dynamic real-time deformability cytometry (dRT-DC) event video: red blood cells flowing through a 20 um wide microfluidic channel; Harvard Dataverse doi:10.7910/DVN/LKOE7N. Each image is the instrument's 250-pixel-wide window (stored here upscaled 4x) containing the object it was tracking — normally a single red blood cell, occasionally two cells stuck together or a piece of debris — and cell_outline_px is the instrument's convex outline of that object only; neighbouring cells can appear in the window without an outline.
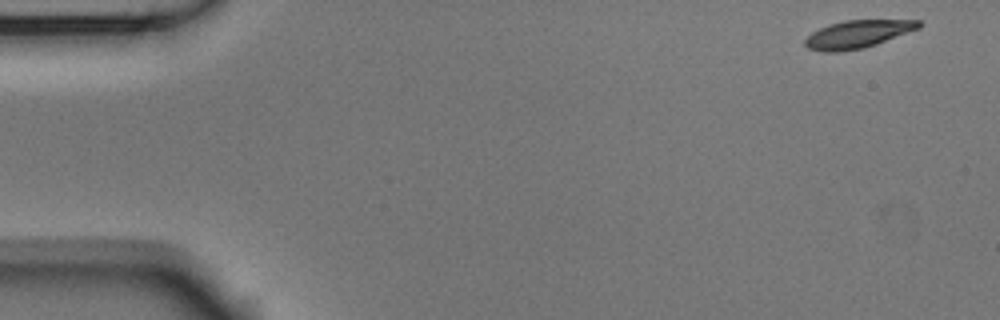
{"species": "Egyptian fruit bat (a non-hibernating species)", "species_latin": "Rousettus aegyptiacus", "temperature_condition": "room temperature", "stored_images_in_passage": 8, "camera_frame_rate_fps": 3000, "um_per_image_px": 0.085, "animal": {"sex": "male"}, "frame": {"image": 1, "passage_image": 1, "time_ms": 0.0, "image_size_px": [1000, 320], "cell_outline_px": [[924, 24], [920, 28], [876, 44], [864, 48], [836, 52], [824, 52], [808, 48], [804, 44], [804, 40], [812, 32], [820, 28], [844, 20], [920, 20]], "centroid_in_image_um": [72.92, 2.9], "position_along_channel_um": 12.1, "area_um2": 18.32}}
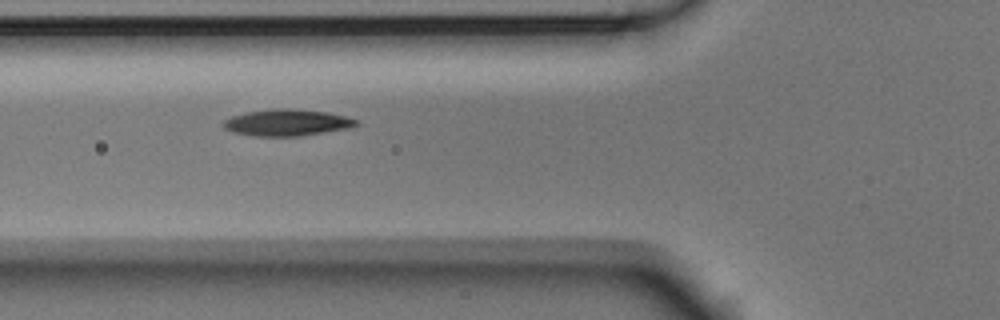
{"frame": {"image": 2, "passage_image": 6, "time_ms": 1.667, "image_size_px": [1000, 320], "cell_outline_px": [[360, 124], [348, 128], [300, 136], [252, 136], [232, 132], [224, 128], [220, 124], [224, 120], [232, 116], [248, 112], [272, 108], [288, 108], [328, 112], [360, 120]], "centroid_in_image_um": [24.38, 10.42], "position_along_channel_um": 101.4, "area_um2": 20.69}}
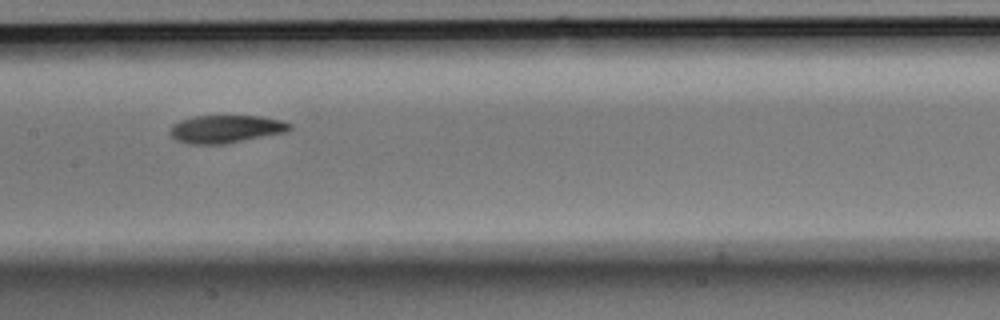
{"frame": {"image": 3, "passage_image": 8, "time_ms": 2.333, "image_size_px": [1000, 320], "cell_outline_px": [[292, 128], [288, 132], [224, 144], [192, 144], [176, 140], [168, 132], [172, 124], [180, 120], [196, 116], [260, 116], [280, 120], [292, 124]], "centroid_in_image_um": [19.2, 10.97], "position_along_channel_um": 188.2, "area_um2": 19.48}}